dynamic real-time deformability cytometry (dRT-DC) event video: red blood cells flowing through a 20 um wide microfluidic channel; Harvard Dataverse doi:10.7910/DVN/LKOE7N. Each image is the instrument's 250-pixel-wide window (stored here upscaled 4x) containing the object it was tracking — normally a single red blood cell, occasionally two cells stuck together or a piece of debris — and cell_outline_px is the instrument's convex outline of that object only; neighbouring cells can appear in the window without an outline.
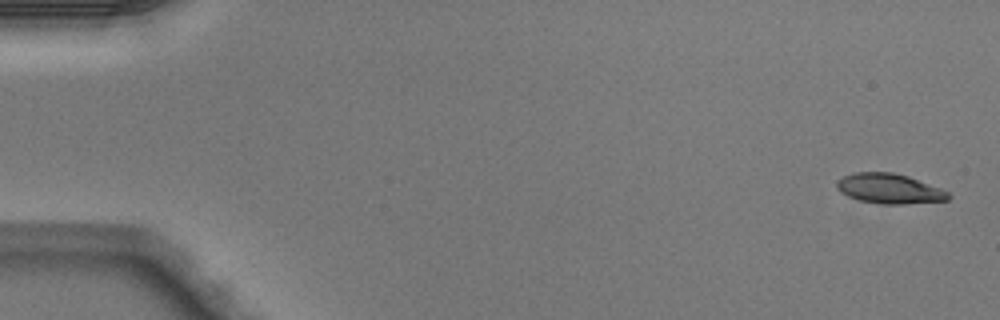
{"species": "Egyptian fruit bat (a non-hibernating species)", "species_latin": "Rousettus aegyptiacus", "temperature_condition": "warm", "stored_images_in_passage": 4, "camera_frame_rate_fps": 3000, "um_per_image_px": 0.085, "animal": {"sex": "male"}, "frame": {"image": 1, "passage_image": 1, "time_ms": 0.0, "image_size_px": [1000, 320], "cell_outline_px": [[952, 196], [948, 200], [904, 204], [880, 204], [860, 200], [848, 196], [840, 192], [836, 188], [836, 180], [840, 176], [852, 172], [892, 172], [908, 176], [940, 188], [948, 192]], "centroid_in_image_um": [75.55, 16.02], "position_along_channel_um": 9.5, "area_um2": 19.65}}
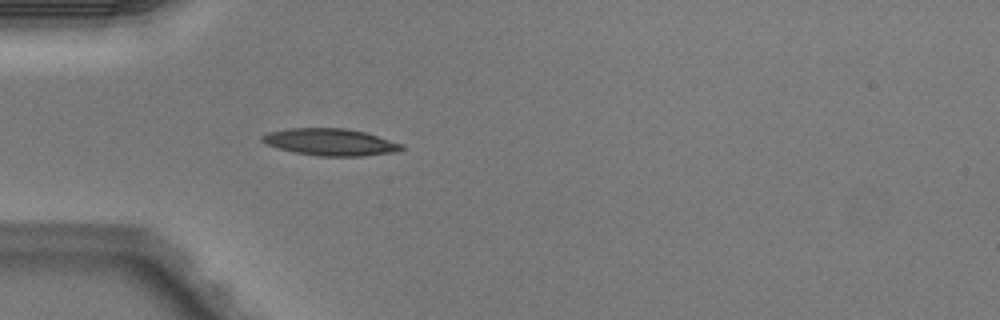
{"frame": {"image": 2, "passage_image": 4, "time_ms": 1.0, "image_size_px": [1000, 320], "cell_outline_px": [[404, 148], [400, 152], [364, 156], [320, 156], [292, 152], [276, 148], [264, 144], [260, 140], [260, 136], [268, 132], [288, 128], [348, 128], [364, 132], [404, 144]], "centroid_in_image_um": [28.07, 12.08], "position_along_channel_um": 56.9, "area_um2": 22.31}}